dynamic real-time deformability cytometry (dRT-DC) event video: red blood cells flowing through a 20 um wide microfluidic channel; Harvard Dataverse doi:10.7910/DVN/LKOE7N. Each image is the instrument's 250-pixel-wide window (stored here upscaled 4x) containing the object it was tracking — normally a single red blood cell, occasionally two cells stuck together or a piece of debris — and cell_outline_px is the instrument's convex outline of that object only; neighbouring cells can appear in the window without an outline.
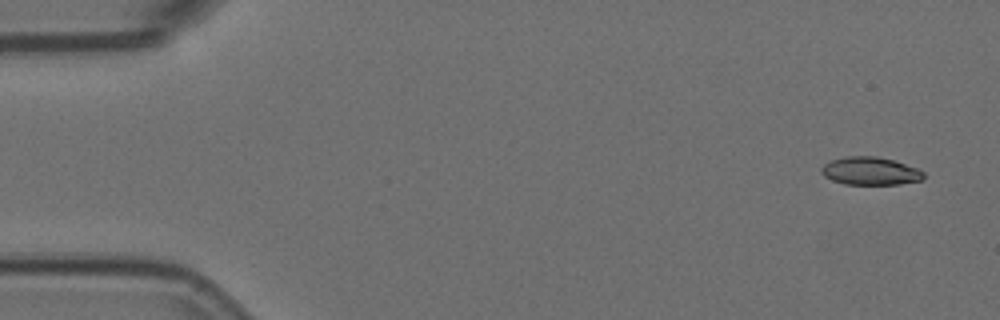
{"species": "Egyptian fruit bat (a non-hibernating species)", "species_latin": "Rousettus aegyptiacus", "temperature_condition": "room temperature", "stored_images_in_passage": 5, "camera_frame_rate_fps": 3000, "um_per_image_px": 0.085, "animal": {"sex": "female"}, "frame": {"image": 1, "passage_image": 1, "time_ms": 0.0, "image_size_px": [1000, 320], "cell_outline_px": [[924, 180], [900, 184], [844, 184], [832, 180], [824, 176], [820, 172], [820, 168], [824, 164], [832, 160], [848, 156], [876, 156], [896, 160], [916, 168], [924, 172]], "centroid_in_image_um": [73.99, 14.54], "position_along_channel_um": 11.0, "area_um2": 16.76}}
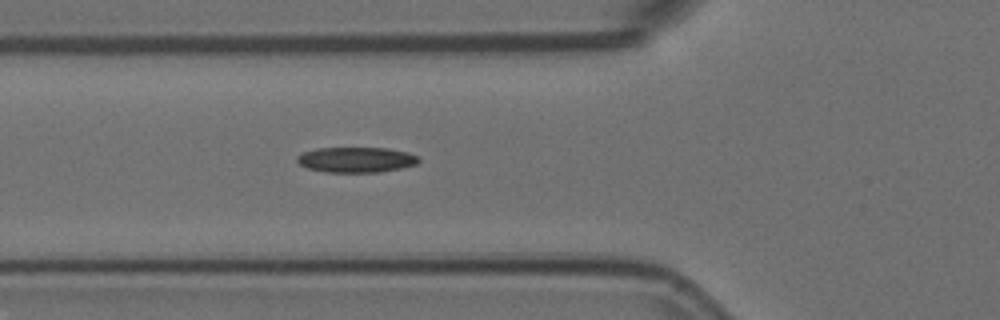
{"frame": {"image": 2, "passage_image": 5, "time_ms": 1.333, "image_size_px": [1000, 320], "cell_outline_px": [[420, 160], [416, 164], [400, 168], [380, 172], [328, 172], [308, 168], [300, 164], [296, 160], [296, 156], [304, 152], [316, 148], [388, 148], [408, 152], [416, 156]], "centroid_in_image_um": [30.27, 13.57], "position_along_channel_um": 95.5, "area_um2": 17.86}}